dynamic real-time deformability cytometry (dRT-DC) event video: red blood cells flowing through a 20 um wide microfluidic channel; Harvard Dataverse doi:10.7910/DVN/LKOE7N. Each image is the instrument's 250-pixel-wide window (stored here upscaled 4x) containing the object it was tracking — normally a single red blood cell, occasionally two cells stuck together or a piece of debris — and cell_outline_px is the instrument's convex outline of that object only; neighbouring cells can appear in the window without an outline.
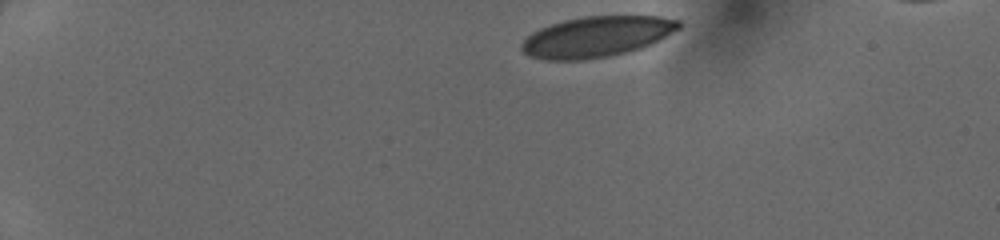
{"species": "human", "species_latin": "Homo sapiens", "temperature_condition": "cold", "stored_images_in_passage": 40, "camera_frame_rate_fps": 3000, "um_per_image_px": 0.085, "donor": {"sex": "female"}, "frame": {"image": 1, "passage_image": 1, "time_ms": 0.0, "image_size_px": [1000, 240], "cell_outline_px": [[680, 28], [640, 48], [628, 52], [608, 56], [580, 60], [544, 60], [528, 56], [520, 48], [520, 44], [532, 32], [540, 28], [564, 20], [584, 16], [660, 16], [680, 20]], "centroid_in_image_um": [50.67, 3.12], "position_along_channel_um": 34.3, "area_um2": 36.99}}
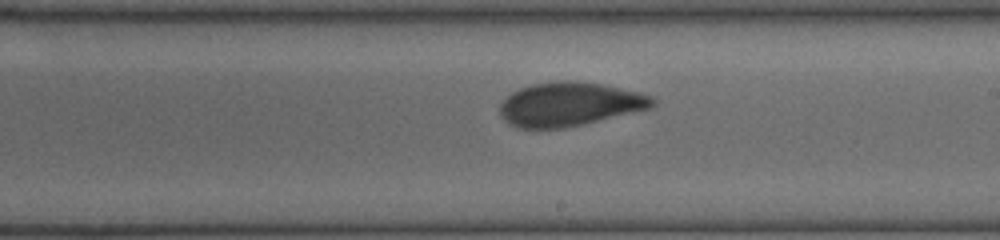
{"frame": {"image": 2, "passage_image": 22, "time_ms": 7.0, "image_size_px": [1000, 240], "cell_outline_px": [[656, 104], [652, 108], [564, 128], [520, 128], [508, 124], [500, 116], [500, 104], [512, 92], [520, 88], [532, 84], [556, 80], [572, 80], [604, 84], [640, 92], [652, 96], [656, 100]], "centroid_in_image_um": [48.43, 8.84], "position_along_channel_um": 240.6, "area_um2": 39.19}}
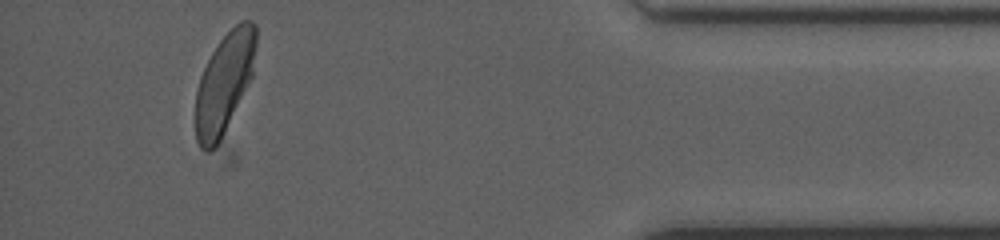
{"frame": {"image": 3, "passage_image": 37, "time_ms": 12.0, "image_size_px": [1000, 240], "cell_outline_px": [[256, 48], [252, 76], [220, 140], [208, 152], [200, 148], [196, 140], [196, 92], [200, 76], [212, 52], [220, 40], [240, 20], [252, 20], [256, 24]], "centroid_in_image_um": [19.07, 7.02], "position_along_channel_um": 416.1, "area_um2": 34.91}}